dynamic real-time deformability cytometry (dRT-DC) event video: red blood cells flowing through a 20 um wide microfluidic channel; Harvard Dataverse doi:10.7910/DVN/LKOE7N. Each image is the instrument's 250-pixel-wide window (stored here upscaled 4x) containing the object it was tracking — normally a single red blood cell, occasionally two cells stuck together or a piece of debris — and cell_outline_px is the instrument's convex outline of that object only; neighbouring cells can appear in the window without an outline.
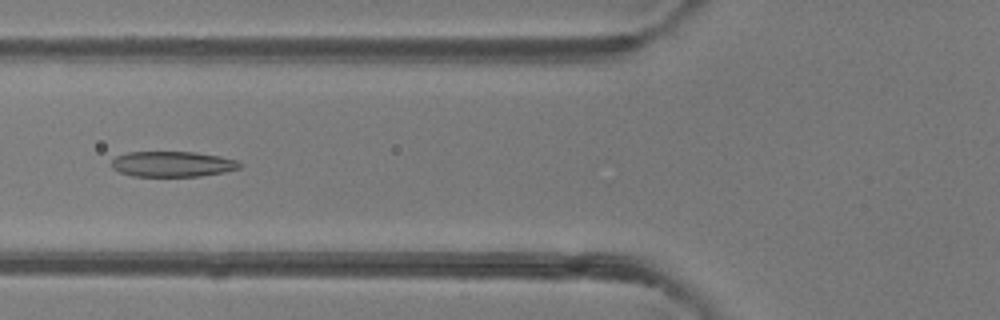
{"species": "common noctule bat (a hibernating species)", "species_latin": "Nyctalus noctula", "temperature_condition": "room temperature", "stored_images_in_passage": 35, "camera_frame_rate_fps": 3000, "um_per_image_px": 0.085, "animal": {"sex": "female"}, "frame": {"image": 1, "passage_image": 5, "time_ms": 1.333, "image_size_px": [1000, 320], "cell_outline_px": [[244, 164], [240, 168], [224, 172], [200, 176], [132, 176], [120, 172], [112, 168], [112, 160], [116, 156], [128, 152], [196, 152], [220, 156], [236, 160]], "centroid_in_image_um": [14.68, 13.94], "position_along_channel_um": 111.1, "area_um2": 19.07}}
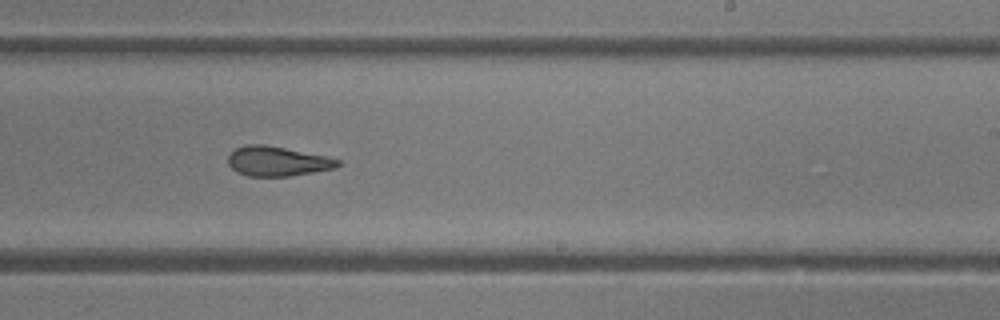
{"frame": {"image": 2, "passage_image": 16, "time_ms": 5.0, "image_size_px": [1000, 320], "cell_outline_px": [[340, 164], [336, 168], [288, 176], [248, 176], [236, 172], [228, 164], [228, 156], [236, 148], [248, 144], [264, 144], [324, 156], [340, 160]], "centroid_in_image_um": [23.54, 13.71], "position_along_channel_um": 265.5, "area_um2": 18.73}}
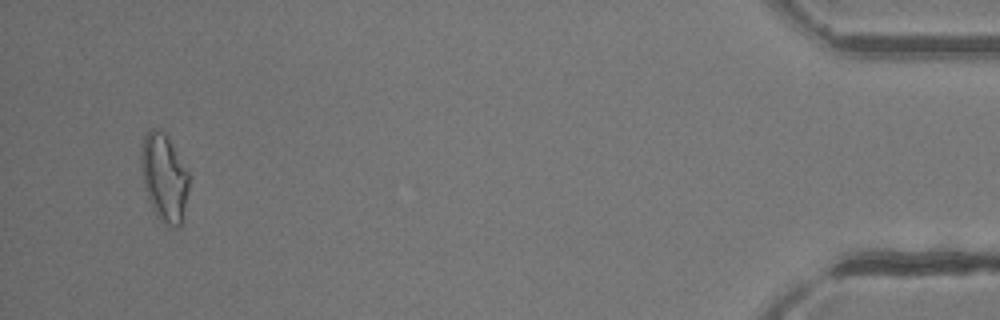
{"frame": {"image": 3, "passage_image": 33, "time_ms": 10.667, "image_size_px": [1000, 320], "cell_outline_px": [[188, 188], [180, 224], [176, 228], [160, 220], [156, 216], [144, 188], [140, 168], [140, 152], [144, 136], [152, 128], [156, 128], [164, 132], [188, 172]], "centroid_in_image_um": [13.91, 15.07], "position_along_channel_um": 421.3, "area_um2": 23.93}, "authors_computed_cell_mechanics": {"area_um2": 19.7098, "velocity_mm_per_s": 4.2004, "shape_relaxation_time_tau1_ms": null, "shape_relaxation_time_tau2_ms": 1.7369, "deformation_change_tau1": null, "deformation_change_tau2": 0.104}}